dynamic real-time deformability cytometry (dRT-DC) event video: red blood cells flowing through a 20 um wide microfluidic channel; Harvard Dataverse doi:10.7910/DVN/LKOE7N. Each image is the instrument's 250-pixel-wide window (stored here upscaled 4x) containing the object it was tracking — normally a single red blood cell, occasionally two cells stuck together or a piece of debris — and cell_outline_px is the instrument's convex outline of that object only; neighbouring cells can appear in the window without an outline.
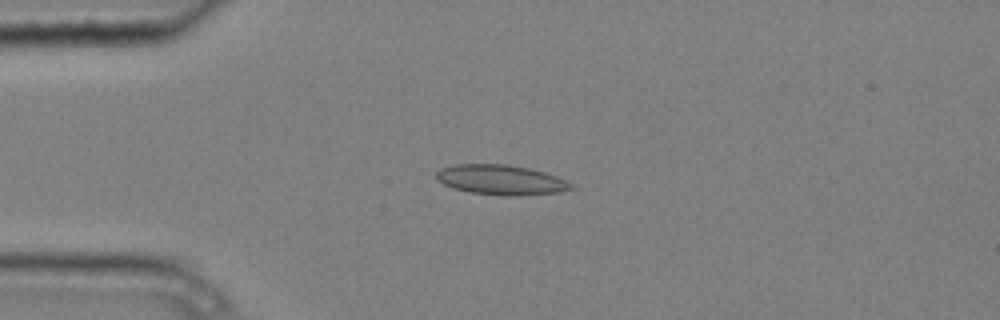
{"species": "common noctule bat (a hibernating species)", "species_latin": "Nyctalus noctula", "temperature_condition": "cold", "stored_images_in_passage": 4, "camera_frame_rate_fps": 3000, "um_per_image_px": 0.085, "animal": {"sex": "male", "body_mass_g": 20.4}, "frame": {"image": 1, "passage_image": 3, "time_ms": 0.667, "image_size_px": [1000, 320], "cell_outline_px": [[576, 188], [560, 192], [520, 196], [504, 196], [468, 192], [452, 188], [436, 180], [436, 172], [440, 168], [456, 164], [508, 164], [528, 168], [544, 172], [556, 176], [572, 184]], "centroid_in_image_um": [42.57, 15.29], "position_along_channel_um": 42.4, "area_um2": 23.76}}